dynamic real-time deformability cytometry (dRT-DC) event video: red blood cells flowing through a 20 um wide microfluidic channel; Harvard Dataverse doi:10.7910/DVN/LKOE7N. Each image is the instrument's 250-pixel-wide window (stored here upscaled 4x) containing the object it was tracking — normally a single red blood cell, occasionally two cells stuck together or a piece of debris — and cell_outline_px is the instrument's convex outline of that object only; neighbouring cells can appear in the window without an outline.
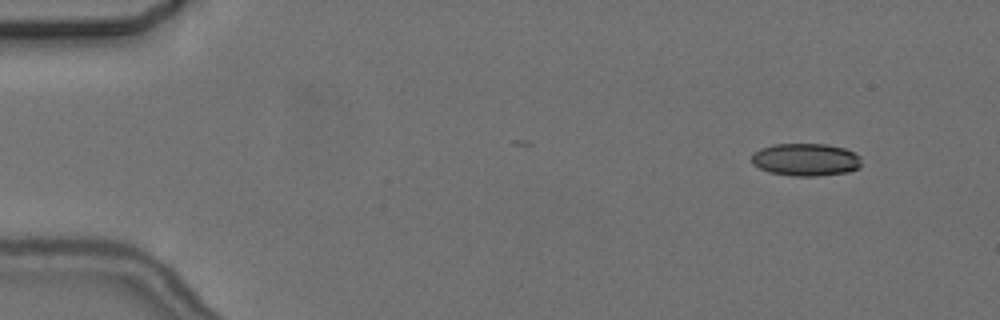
{"species": "common noctule bat (a hibernating species)", "species_latin": "Nyctalus noctula", "temperature_condition": "cold", "stored_images_in_passage": 5, "camera_frame_rate_fps": 3000, "um_per_image_px": 0.085, "animal": {"sex": "female", "body_mass_g": 24.6, "forearm_length_mm": 56.2}, "frame": {"image": 1, "passage_image": 2, "time_ms": 1.0, "image_size_px": [1000, 320], "cell_outline_px": [[860, 168], [848, 172], [816, 176], [792, 176], [768, 172], [752, 164], [752, 152], [760, 148], [772, 144], [824, 144], [844, 148], [860, 156]], "centroid_in_image_um": [68.45, 13.57], "position_along_channel_um": 16.5, "area_um2": 20.98}}